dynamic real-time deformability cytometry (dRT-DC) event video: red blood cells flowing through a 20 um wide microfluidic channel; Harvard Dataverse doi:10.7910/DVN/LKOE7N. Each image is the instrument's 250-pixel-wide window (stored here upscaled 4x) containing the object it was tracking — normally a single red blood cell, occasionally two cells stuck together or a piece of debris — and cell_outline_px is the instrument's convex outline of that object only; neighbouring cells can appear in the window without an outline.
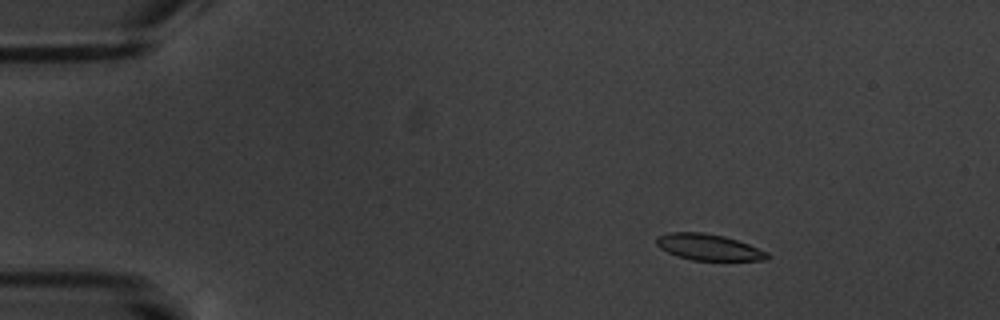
{"species": "common noctule bat (a hibernating species)", "species_latin": "Nyctalus noctula", "temperature_condition": "warm", "stored_images_in_passage": 16, "camera_frame_rate_fps": 3000, "um_per_image_px": 0.085, "animal": {"sex": "male", "body_mass_g": 20.1, "forearm_length_mm": 53.5}, "frame": {"image": 1, "passage_image": 3, "time_ms": 2.333, "image_size_px": [1000, 320], "cell_outline_px": [[768, 260], [692, 260], [676, 256], [660, 248], [656, 244], [656, 236], [672, 232], [704, 232], [724, 236], [748, 244], [768, 252]], "centroid_in_image_um": [60.2, 21.0], "position_along_channel_um": 24.8, "area_um2": 16.88}}
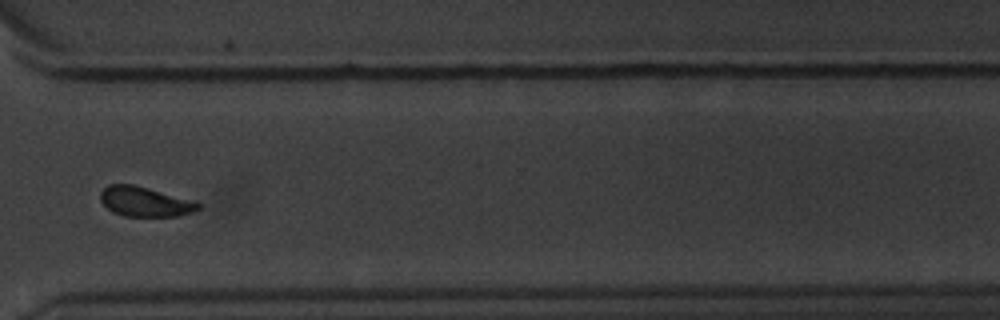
{"frame": {"image": 2, "passage_image": 13, "time_ms": 14.333, "image_size_px": [1000, 320], "cell_outline_px": [[200, 208], [192, 212], [176, 216], [124, 216], [112, 212], [100, 200], [100, 192], [108, 184], [132, 184], [196, 200], [200, 204]], "centroid_in_image_um": [12.33, 17.13], "position_along_channel_um": 358.3, "area_um2": 17.05}}
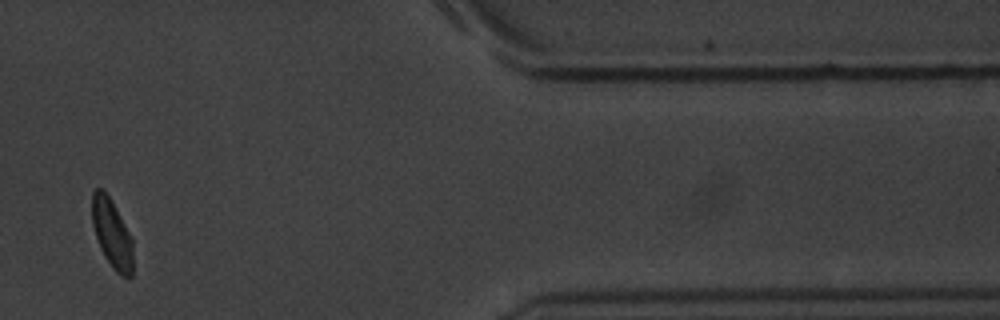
{"frame": {"image": 3, "passage_image": 15, "time_ms": 16.667, "image_size_px": [1000, 320], "cell_outline_px": [[132, 276], [128, 280], [120, 276], [112, 268], [104, 256], [100, 248], [92, 224], [92, 192], [96, 188], [100, 188], [108, 196], [132, 240]], "centroid_in_image_um": [9.5, 19.94], "position_along_channel_um": 401.9, "area_um2": 16.07}, "authors_computed_cell_mechanics": {"area_um2": 17.5134, "velocity_mm_per_s": 3.4437, "shape_relaxation_time_tau1_ms": 2.0796, "shape_relaxation_time_tau2_ms": 1.0605, "deformation_change_tau1": 0.1002, "deformation_change_tau2": 0.0459}}